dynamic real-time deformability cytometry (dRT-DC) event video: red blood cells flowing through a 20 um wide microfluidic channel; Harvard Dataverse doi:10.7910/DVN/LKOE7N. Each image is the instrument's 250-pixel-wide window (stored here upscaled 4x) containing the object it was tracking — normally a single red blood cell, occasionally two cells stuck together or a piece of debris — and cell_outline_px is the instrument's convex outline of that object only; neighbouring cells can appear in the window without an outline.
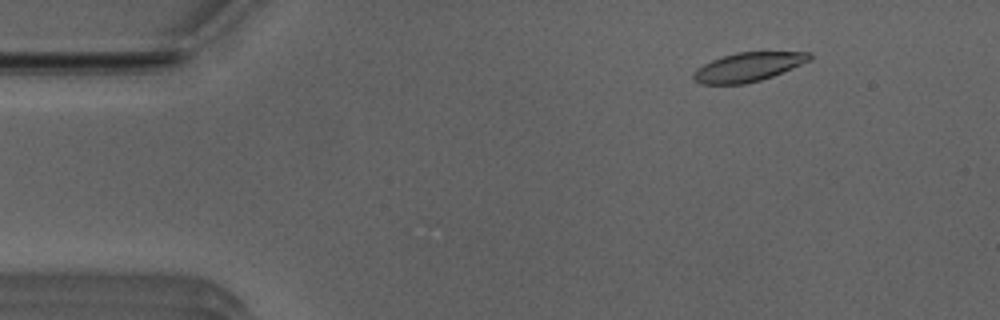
{"species": "Egyptian fruit bat (a non-hibernating species)", "species_latin": "Rousettus aegyptiacus", "temperature_condition": "room temperature", "stored_images_in_passage": 53, "camera_frame_rate_fps": 3000, "um_per_image_px": 0.085, "animal": {"sex": "male"}, "frame": {"image": 1, "passage_image": 7, "time_ms": 2.0, "image_size_px": [1000, 320], "cell_outline_px": [[812, 60], [772, 76], [760, 80], [744, 84], [700, 84], [692, 76], [696, 68], [712, 60], [736, 52], [812, 52]], "centroid_in_image_um": [63.61, 5.69], "position_along_channel_um": 21.4, "area_um2": 19.48}}
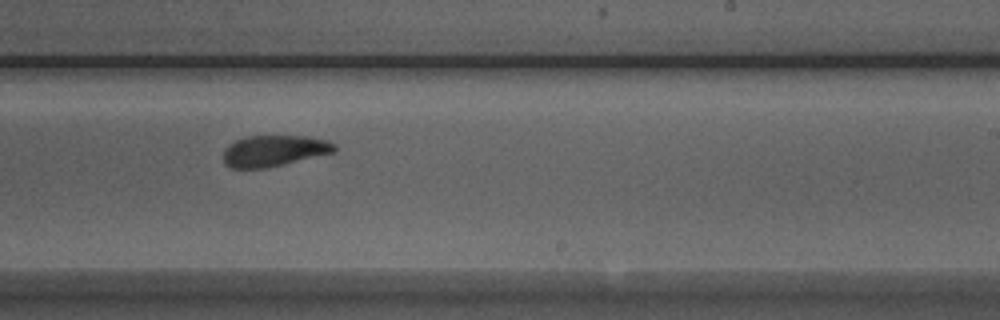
{"frame": {"image": 2, "passage_image": 32, "time_ms": 10.333, "image_size_px": [1000, 320], "cell_outline_px": [[336, 152], [268, 168], [228, 168], [224, 164], [224, 148], [228, 144], [244, 136], [304, 136], [324, 140], [336, 144]], "centroid_in_image_um": [23.27, 12.83], "position_along_channel_um": 265.7, "area_um2": 20.35}}
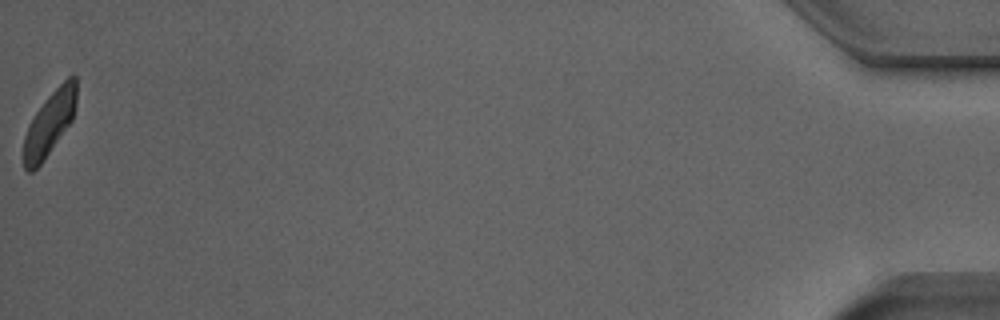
{"frame": {"image": 3, "passage_image": 53, "time_ms": 17.333, "image_size_px": [1000, 320], "cell_outline_px": [[76, 104], [72, 120], [44, 160], [32, 172], [28, 172], [24, 168], [24, 136], [36, 112], [48, 96], [68, 76], [76, 76]], "centroid_in_image_um": [4.22, 10.49], "position_along_channel_um": 431.0, "area_um2": 19.25}, "authors_computed_cell_mechanics": {"area_um2": 20.519, "velocity_mm_per_s": 3.8817, "shape_relaxation_time_tau1_ms": 3.884, "shape_relaxation_time_tau2_ms": 2.1365, "deformation_change_tau1": 0.1489, "deformation_change_tau2": 0.0882}}